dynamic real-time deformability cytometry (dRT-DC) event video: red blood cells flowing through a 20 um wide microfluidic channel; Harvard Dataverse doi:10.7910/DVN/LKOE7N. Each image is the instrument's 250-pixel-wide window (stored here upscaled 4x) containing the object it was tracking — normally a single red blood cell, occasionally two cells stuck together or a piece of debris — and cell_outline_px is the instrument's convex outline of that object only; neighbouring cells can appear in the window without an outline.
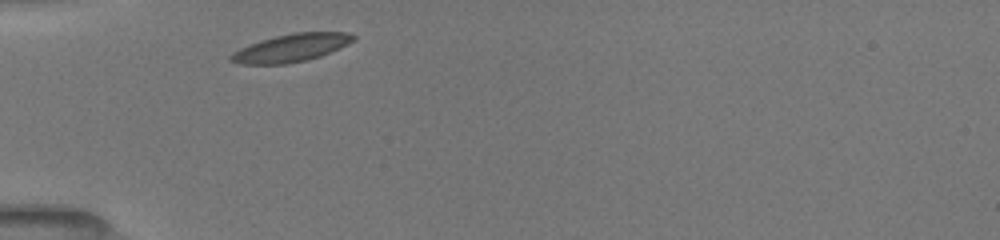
{"species": "common noctule bat (a hibernating species)", "species_latin": "Nyctalus noctula", "temperature_condition": "room temperature", "stored_images_in_passage": 14, "camera_frame_rate_fps": 3000, "um_per_image_px": 0.085, "animal": {"sex": "female", "body_mass_g": 19.5, "forearm_length_mm": 54.1}, "frame": {"image": 1, "passage_image": 1, "time_ms": 0.0, "image_size_px": [1000, 240], "cell_outline_px": [[356, 40], [340, 48], [320, 56], [288, 64], [240, 64], [228, 60], [228, 56], [232, 52], [240, 48], [260, 40], [292, 32], [348, 32], [356, 36]], "centroid_in_image_um": [24.74, 4.06], "position_along_channel_um": 60.3, "area_um2": 20.0}}
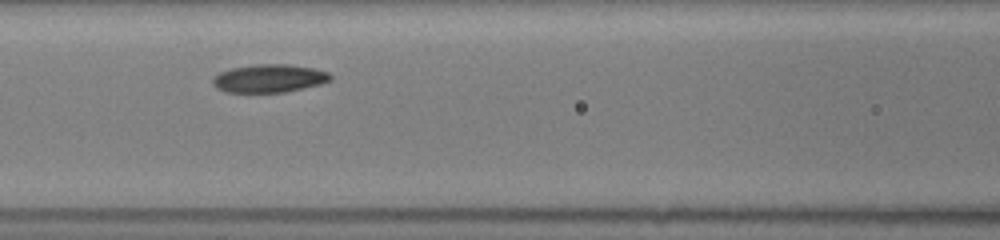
{"frame": {"image": 2, "passage_image": 6, "time_ms": 2.333, "image_size_px": [1000, 240], "cell_outline_px": [[332, 80], [320, 84], [284, 92], [224, 92], [216, 88], [212, 84], [212, 76], [220, 72], [232, 68], [256, 64], [288, 64], [312, 68], [328, 72], [332, 76]], "centroid_in_image_um": [22.85, 6.66], "position_along_channel_um": 143.8, "area_um2": 19.31}}
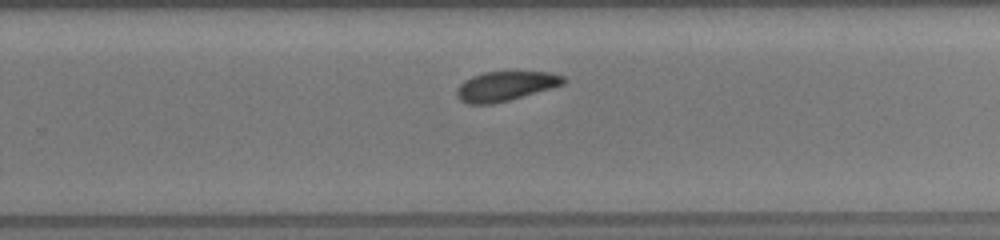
{"frame": {"image": 3, "passage_image": 14, "time_ms": 6.0, "image_size_px": [1000, 240], "cell_outline_px": [[568, 80], [564, 84], [552, 88], [508, 100], [492, 104], [468, 104], [460, 100], [456, 96], [456, 92], [460, 84], [464, 80], [472, 76], [484, 72], [548, 72], [564, 76]], "centroid_in_image_um": [42.97, 7.32], "position_along_channel_um": 286.8, "area_um2": 18.32}}